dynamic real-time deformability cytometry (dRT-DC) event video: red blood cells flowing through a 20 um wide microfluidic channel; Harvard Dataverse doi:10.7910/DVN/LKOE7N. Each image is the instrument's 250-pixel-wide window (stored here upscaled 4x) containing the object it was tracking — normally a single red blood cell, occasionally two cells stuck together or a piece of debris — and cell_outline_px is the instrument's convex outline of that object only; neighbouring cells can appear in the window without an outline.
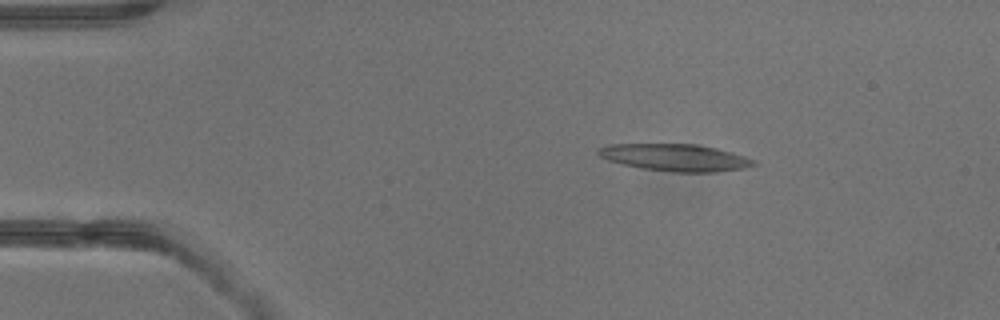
{"species": "common noctule bat (a hibernating species)", "species_latin": "Nyctalus noctula", "temperature_condition": "warm", "stored_images_in_passage": 2, "camera_frame_rate_fps": 3000, "um_per_image_px": 0.085, "animal": {"sex": "male", "body_mass_g": 13.3}, "frame": {"image": 1, "passage_image": 1, "time_ms": 0.0, "image_size_px": [1000, 320], "cell_outline_px": [[756, 164], [744, 168], [716, 172], [672, 172], [640, 168], [608, 160], [600, 156], [596, 152], [596, 148], [608, 144], [696, 144], [716, 148], [732, 152], [756, 160]], "centroid_in_image_um": [57.37, 13.38], "position_along_channel_um": 27.6, "area_um2": 24.57}}